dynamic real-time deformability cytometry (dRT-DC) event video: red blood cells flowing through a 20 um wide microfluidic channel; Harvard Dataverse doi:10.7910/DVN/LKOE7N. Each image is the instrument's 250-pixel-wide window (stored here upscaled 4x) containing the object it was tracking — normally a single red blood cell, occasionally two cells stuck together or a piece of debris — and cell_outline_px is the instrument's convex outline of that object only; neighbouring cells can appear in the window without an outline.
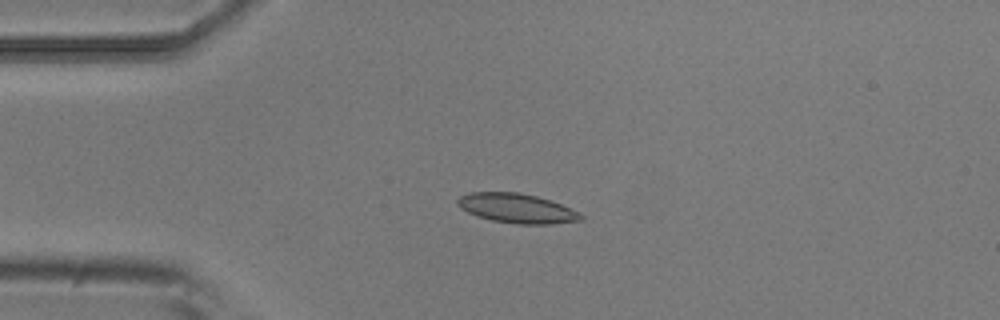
{"species": "common noctule bat (a hibernating species)", "species_latin": "Nyctalus noctula", "temperature_condition": "room temperature", "stored_images_in_passage": 12, "camera_frame_rate_fps": 3000, "um_per_image_px": 0.085, "animal": {"sex": "male", "body_mass_g": 20.5, "forearm_length_mm": 52.5}, "frame": {"image": 1, "passage_image": 2, "time_ms": 0.333, "image_size_px": [1000, 320], "cell_outline_px": [[584, 220], [552, 224], [516, 224], [492, 220], [476, 216], [460, 208], [456, 204], [456, 200], [460, 196], [468, 192], [520, 192], [536, 196], [560, 204], [580, 212], [584, 216]], "centroid_in_image_um": [43.92, 17.71], "position_along_channel_um": 41.1, "area_um2": 21.33}}
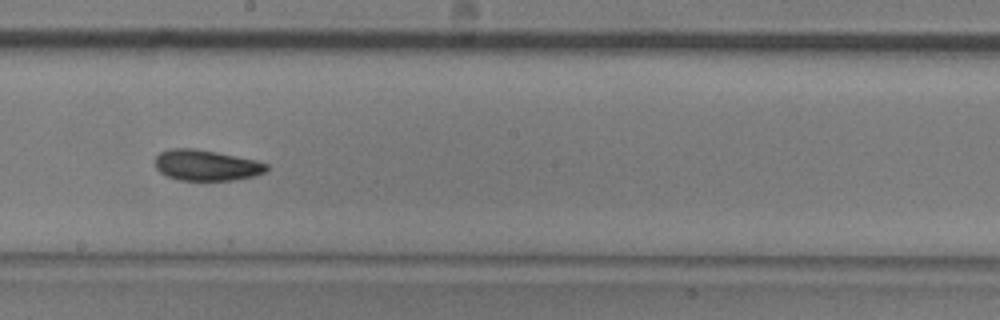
{"frame": {"image": 2, "passage_image": 7, "time_ms": 2.0, "image_size_px": [1000, 320], "cell_outline_px": [[268, 168], [264, 172], [256, 176], [232, 180], [180, 180], [168, 176], [160, 172], [156, 168], [156, 156], [160, 152], [172, 148], [192, 148], [216, 152], [256, 160], [268, 164]], "centroid_in_image_um": [17.55, 14.05], "position_along_channel_um": 230.7, "area_um2": 19.88}}
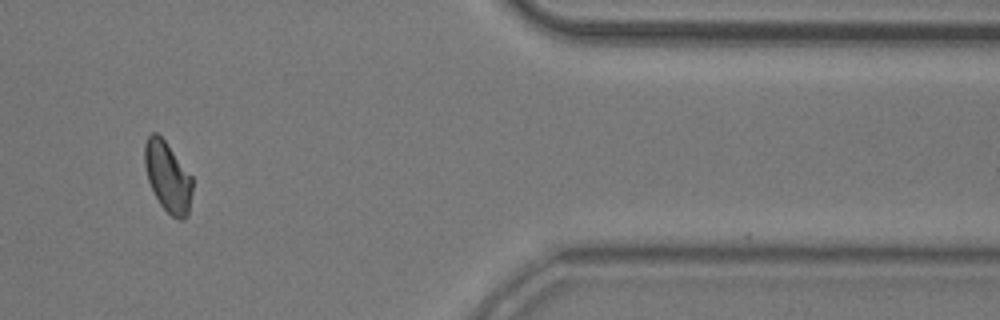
{"frame": {"image": 3, "passage_image": 11, "time_ms": 3.333, "image_size_px": [1000, 320], "cell_outline_px": [[192, 192], [188, 216], [184, 220], [180, 220], [172, 216], [160, 204], [148, 180], [144, 164], [144, 144], [148, 136], [152, 132], [156, 132], [164, 140], [192, 176]], "centroid_in_image_um": [14.26, 15.04], "position_along_channel_um": 397.1, "area_um2": 19.42}}